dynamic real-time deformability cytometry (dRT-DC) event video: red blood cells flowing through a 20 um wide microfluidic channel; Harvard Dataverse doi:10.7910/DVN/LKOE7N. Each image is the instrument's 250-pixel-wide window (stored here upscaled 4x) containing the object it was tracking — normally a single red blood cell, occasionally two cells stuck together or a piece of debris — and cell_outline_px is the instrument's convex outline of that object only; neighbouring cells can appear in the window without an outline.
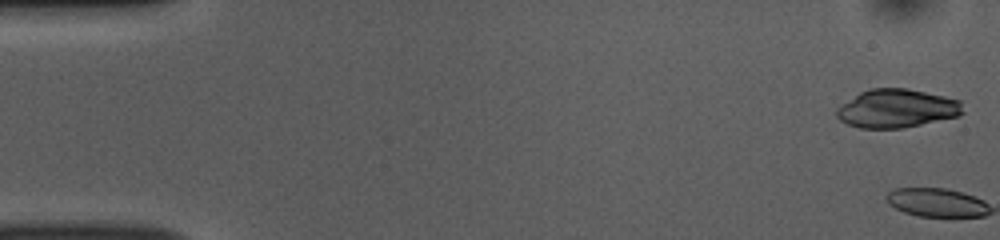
{"species": "common noctule bat (a hibernating species)", "species_latin": "Nyctalus noctula", "temperature_condition": "room temperature", "stored_images_in_passage": 2, "camera_frame_rate_fps": 3000, "um_per_image_px": 0.085, "animal": {"sex": "female", "body_mass_g": 10.0, "forearm_length_mm": 53.1}, "frame": {"image": 1, "passage_image": 1, "time_ms": 0.0, "image_size_px": [1000, 240], "cell_outline_px": [[964, 112], [956, 116], [904, 128], [860, 128], [848, 124], [840, 120], [836, 116], [836, 108], [860, 92], [868, 88], [904, 88], [944, 96], [960, 100]], "centroid_in_image_um": [76.2, 9.22], "position_along_channel_um": 8.8, "area_um2": 28.09}}